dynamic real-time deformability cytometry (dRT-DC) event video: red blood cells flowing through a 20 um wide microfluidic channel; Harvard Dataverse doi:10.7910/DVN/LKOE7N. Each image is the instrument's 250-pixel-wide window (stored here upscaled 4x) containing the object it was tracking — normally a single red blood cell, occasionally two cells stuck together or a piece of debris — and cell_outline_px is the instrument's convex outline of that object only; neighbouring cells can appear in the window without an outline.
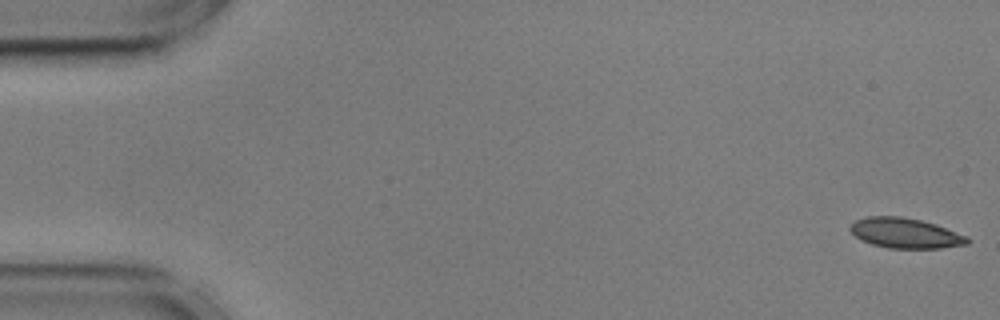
{"species": "common noctule bat (a hibernating species)", "species_latin": "Nyctalus noctula", "temperature_condition": "cold", "stored_images_in_passage": 55, "camera_frame_rate_fps": 3000, "um_per_image_px": 0.085, "animal": {"sex": "male", "body_mass_g": 17.9, "forearm_length_mm": 54.2}, "frame": {"image": 1, "passage_image": 1, "time_ms": 0.0, "image_size_px": [1000, 320], "cell_outline_px": [[972, 240], [968, 244], [940, 248], [888, 248], [872, 244], [860, 240], [848, 228], [856, 220], [868, 216], [900, 216], [920, 220], [936, 224], [968, 236]], "centroid_in_image_um": [76.98, 19.82], "position_along_channel_um": 8.0, "area_um2": 20.63}}
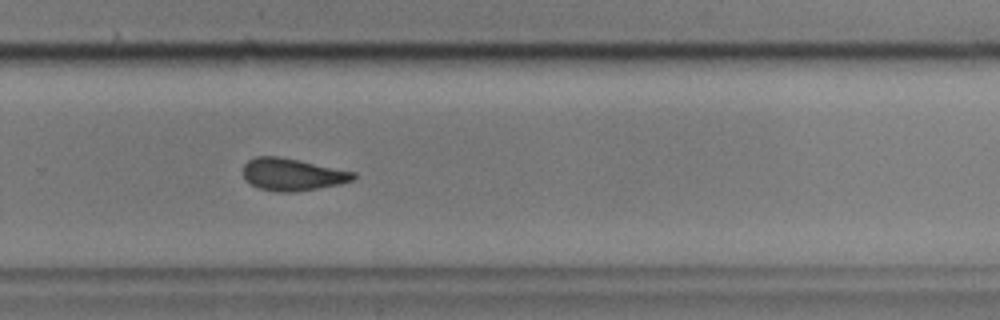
{"frame": {"image": 2, "passage_image": 37, "time_ms": 12.0, "image_size_px": [1000, 320], "cell_outline_px": [[356, 176], [352, 180], [340, 184], [320, 188], [296, 192], [276, 192], [260, 188], [252, 184], [244, 176], [244, 164], [248, 160], [256, 156], [276, 156], [356, 172]], "centroid_in_image_um": [24.86, 14.84], "position_along_channel_um": 304.9, "area_um2": 20.46}}
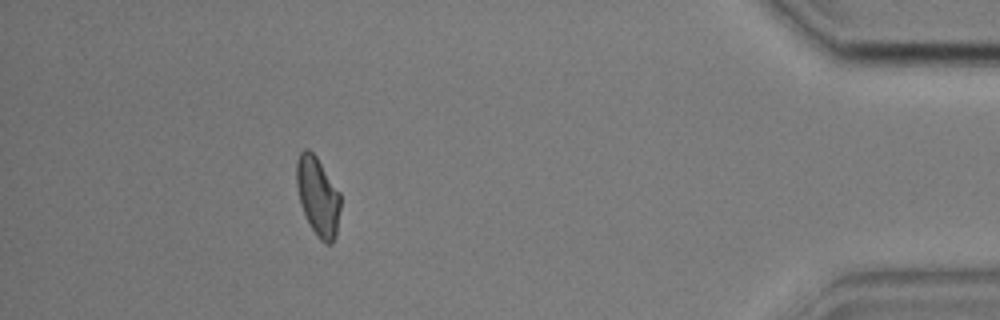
{"frame": {"image": 3, "passage_image": 50, "time_ms": 16.333, "image_size_px": [1000, 320], "cell_outline_px": [[340, 208], [336, 236], [332, 244], [324, 244], [316, 236], [300, 204], [296, 184], [296, 160], [300, 152], [304, 148], [308, 148], [316, 156], [340, 192]], "centroid_in_image_um": [27.01, 16.68], "position_along_channel_um": 408.2, "area_um2": 20.29}, "authors_computed_cell_mechanics": {"area_um2": 20.8658, "velocity_mm_per_s": 3.5834, "shape_relaxation_time_tau1_ms": 5.1222, "shape_relaxation_time_tau2_ms": 2.7692, "deformation_change_tau1": 0.1208, "deformation_change_tau2": 0.0846}}